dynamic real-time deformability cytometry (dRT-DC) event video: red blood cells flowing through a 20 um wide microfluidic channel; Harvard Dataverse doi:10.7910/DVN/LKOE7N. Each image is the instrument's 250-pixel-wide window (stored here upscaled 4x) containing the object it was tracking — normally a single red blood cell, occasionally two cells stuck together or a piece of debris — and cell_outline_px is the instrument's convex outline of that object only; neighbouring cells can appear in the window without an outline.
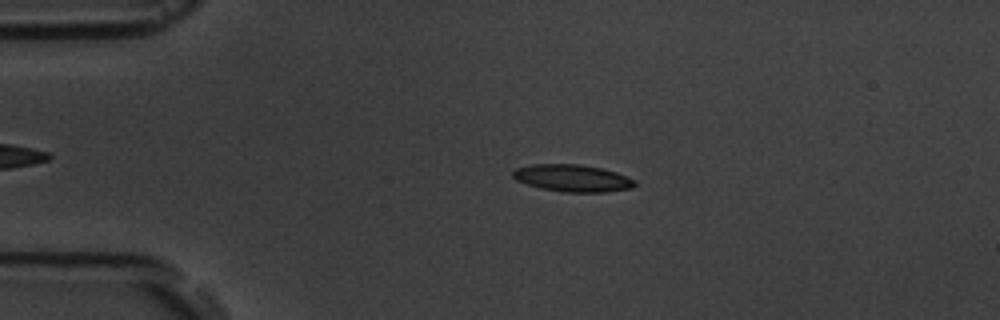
{"species": "common noctule bat (a hibernating species)", "species_latin": "Nyctalus noctula", "temperature_condition": "room temperature", "stored_images_in_passage": 3, "camera_frame_rate_fps": 3000, "um_per_image_px": 0.085, "animal": {"sex": "male", "body_mass_g": 19.5, "forearm_length_mm": 54.6}, "frame": {"image": 1, "passage_image": 2, "time_ms": 1.333, "image_size_px": [1000, 320], "cell_outline_px": [[636, 184], [632, 188], [608, 192], [564, 192], [540, 188], [516, 180], [512, 176], [512, 172], [516, 168], [532, 164], [580, 164], [600, 168], [616, 172], [636, 180]], "centroid_in_image_um": [48.67, 15.14], "position_along_channel_um": 36.3, "area_um2": 19.31}}